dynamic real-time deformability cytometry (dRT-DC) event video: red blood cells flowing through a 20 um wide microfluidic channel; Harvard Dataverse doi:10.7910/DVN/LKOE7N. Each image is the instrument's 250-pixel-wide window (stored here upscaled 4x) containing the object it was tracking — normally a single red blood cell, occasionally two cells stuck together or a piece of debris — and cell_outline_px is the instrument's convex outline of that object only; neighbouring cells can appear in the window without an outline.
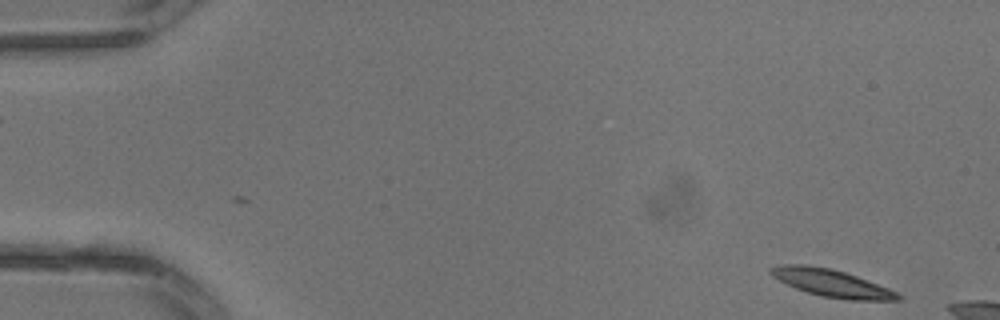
{"species": "common noctule bat (a hibernating species)", "species_latin": "Nyctalus noctula", "temperature_condition": "warm", "stored_images_in_passage": 3, "camera_frame_rate_fps": 3000, "um_per_image_px": 0.085, "animal": {"sex": "male", "body_mass_g": 13.3}, "frame": {"image": 1, "passage_image": 1, "time_ms": 0.0, "image_size_px": [1000, 320], "cell_outline_px": [[900, 300], [848, 300], [820, 296], [796, 288], [772, 276], [768, 272], [768, 268], [780, 264], [808, 264], [832, 268], [856, 276], [888, 288], [896, 292], [900, 296]], "centroid_in_image_um": [70.63, 24.04], "position_along_channel_um": 14.4, "area_um2": 20.23}}